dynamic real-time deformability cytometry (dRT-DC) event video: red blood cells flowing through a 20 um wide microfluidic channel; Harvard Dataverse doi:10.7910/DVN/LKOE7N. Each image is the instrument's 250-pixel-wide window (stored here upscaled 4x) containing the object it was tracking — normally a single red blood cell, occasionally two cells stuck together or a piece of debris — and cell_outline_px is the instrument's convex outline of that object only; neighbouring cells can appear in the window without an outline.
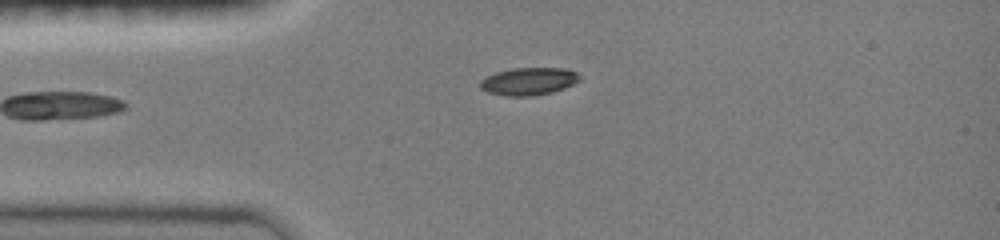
{"species": "common noctule bat (a hibernating species)", "species_latin": "Nyctalus noctula", "temperature_condition": "room temperature", "stored_images_in_passage": 10, "camera_frame_rate_fps": 3000, "um_per_image_px": 0.085, "animal": {"sex": "female", "body_mass_g": 19.0, "forearm_length_mm": 51.5}, "frame": {"image": 1, "passage_image": 1, "time_ms": 0.0, "image_size_px": [1000, 240], "cell_outline_px": [[580, 80], [564, 88], [552, 92], [532, 96], [508, 96], [488, 92], [480, 88], [480, 80], [496, 72], [512, 68], [564, 68], [576, 72], [580, 76]], "centroid_in_image_um": [44.94, 6.91], "position_along_channel_um": 40.1, "area_um2": 15.9}}
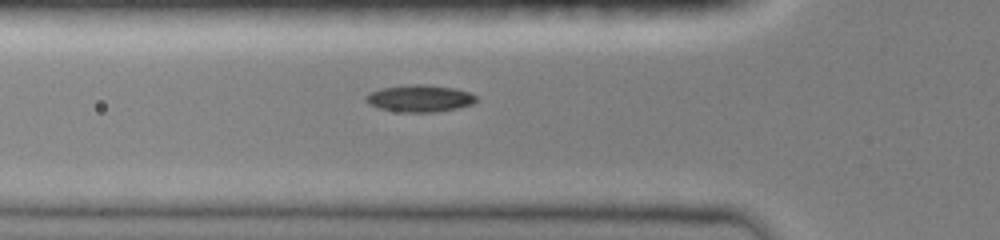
{"frame": {"image": 2, "passage_image": 5, "time_ms": 1.667, "image_size_px": [1000, 240], "cell_outline_px": [[476, 100], [472, 104], [456, 108], [436, 112], [400, 112], [380, 108], [368, 104], [364, 100], [364, 96], [368, 92], [380, 88], [408, 84], [424, 84], [452, 88], [468, 92], [476, 96]], "centroid_in_image_um": [35.6, 8.36], "position_along_channel_um": 90.2, "area_um2": 17.4}}
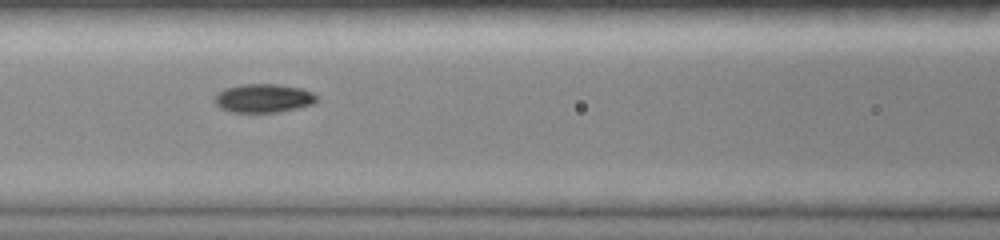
{"frame": {"image": 3, "passage_image": 9, "time_ms": 3.0, "image_size_px": [1000, 240], "cell_outline_px": [[316, 100], [312, 104], [300, 108], [276, 112], [232, 112], [220, 108], [216, 104], [216, 92], [224, 88], [240, 84], [280, 84], [300, 88], [312, 92], [316, 96]], "centroid_in_image_um": [22.38, 8.34], "position_along_channel_um": 144.2, "area_um2": 17.05}}